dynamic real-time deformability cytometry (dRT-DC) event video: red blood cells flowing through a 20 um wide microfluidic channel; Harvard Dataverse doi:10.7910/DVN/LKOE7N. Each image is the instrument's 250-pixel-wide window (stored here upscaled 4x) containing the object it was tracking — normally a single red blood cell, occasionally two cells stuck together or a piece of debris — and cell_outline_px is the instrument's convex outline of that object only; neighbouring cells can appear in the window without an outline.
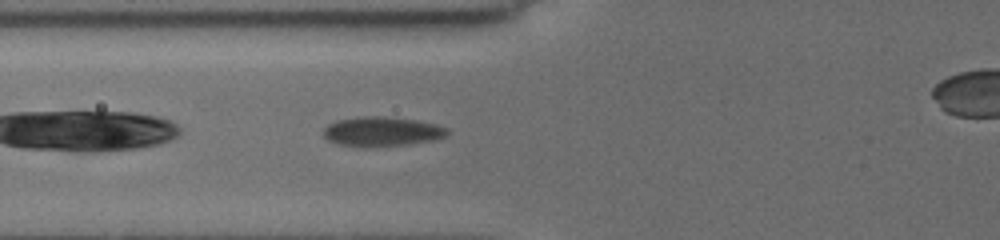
{"species": "common noctule bat (a hibernating species)", "species_latin": "Nyctalus noctula", "temperature_condition": "cold", "stored_images_in_passage": 38, "camera_frame_rate_fps": 3000, "um_per_image_px": 0.085, "animal": {"sex": "female", "body_mass_g": 19.5, "forearm_length_mm": 54.1}, "frame": {"image": 1, "passage_image": 6, "time_ms": 1.333, "image_size_px": [1000, 240], "cell_outline_px": [[448, 132], [444, 136], [436, 140], [408, 144], [364, 148], [356, 148], [336, 144], [328, 140], [324, 136], [324, 128], [328, 124], [340, 120], [364, 116], [388, 116], [416, 120], [436, 124], [448, 128]], "centroid_in_image_um": [32.45, 11.2], "position_along_channel_um": 93.4, "area_um2": 21.62}}
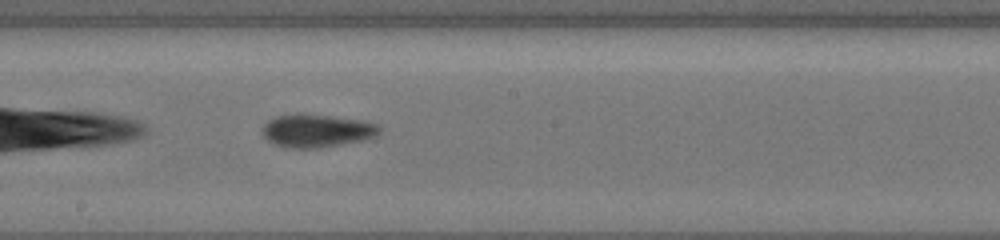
{"frame": {"image": 2, "passage_image": 15, "time_ms": 4.667, "image_size_px": [1000, 240], "cell_outline_px": [[380, 132], [376, 136], [360, 140], [316, 148], [284, 148], [272, 144], [264, 136], [264, 124], [268, 120], [276, 116], [328, 116], [356, 120], [376, 124], [380, 128]], "centroid_in_image_um": [26.89, 11.15], "position_along_channel_um": 221.3, "area_um2": 21.5}}
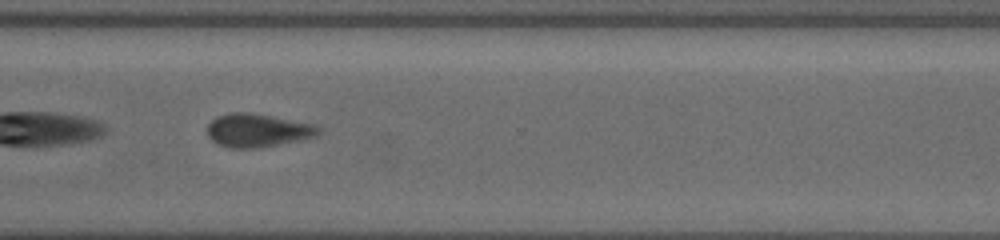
{"frame": {"image": 3, "passage_image": 27, "time_ms": 8.0, "image_size_px": [1000, 240], "cell_outline_px": [[320, 132], [316, 136], [256, 148], [232, 148], [220, 144], [212, 140], [208, 136], [208, 124], [216, 116], [232, 112], [248, 112], [312, 124], [320, 128]], "centroid_in_image_um": [21.84, 11.07], "position_along_channel_um": 348.8, "area_um2": 21.04}}